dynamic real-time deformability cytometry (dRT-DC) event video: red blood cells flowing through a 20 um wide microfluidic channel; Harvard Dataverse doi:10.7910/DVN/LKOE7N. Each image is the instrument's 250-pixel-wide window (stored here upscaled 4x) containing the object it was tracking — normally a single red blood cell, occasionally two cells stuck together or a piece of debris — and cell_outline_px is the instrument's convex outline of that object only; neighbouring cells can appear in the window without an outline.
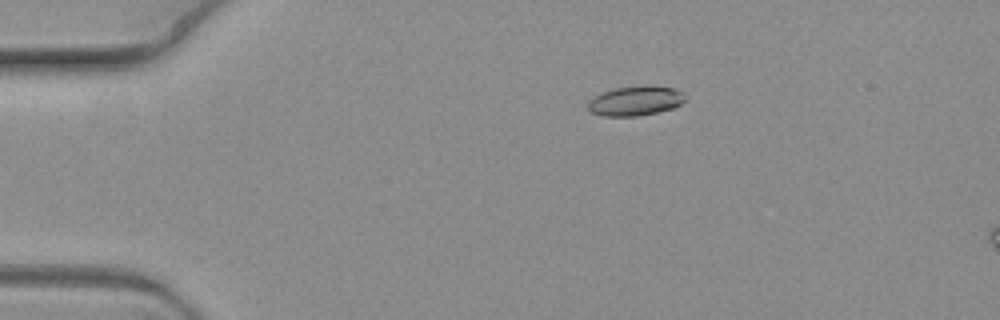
{"species": "common noctule bat (a hibernating species)", "species_latin": "Nyctalus noctula", "temperature_condition": "warm", "stored_images_in_passage": 5, "camera_frame_rate_fps": 3000, "um_per_image_px": 0.085, "animal": {"sex": "female", "body_mass_g": 19.3, "forearm_length_mm": 54.1}, "frame": {"image": 1, "passage_image": 3, "time_ms": 0.667, "image_size_px": [1000, 320], "cell_outline_px": [[688, 96], [680, 104], [672, 108], [656, 112], [636, 116], [604, 116], [592, 112], [588, 108], [588, 100], [604, 92], [616, 88], [676, 88], [684, 92]], "centroid_in_image_um": [54.02, 8.61], "position_along_channel_um": 31.0, "area_um2": 16.01}}